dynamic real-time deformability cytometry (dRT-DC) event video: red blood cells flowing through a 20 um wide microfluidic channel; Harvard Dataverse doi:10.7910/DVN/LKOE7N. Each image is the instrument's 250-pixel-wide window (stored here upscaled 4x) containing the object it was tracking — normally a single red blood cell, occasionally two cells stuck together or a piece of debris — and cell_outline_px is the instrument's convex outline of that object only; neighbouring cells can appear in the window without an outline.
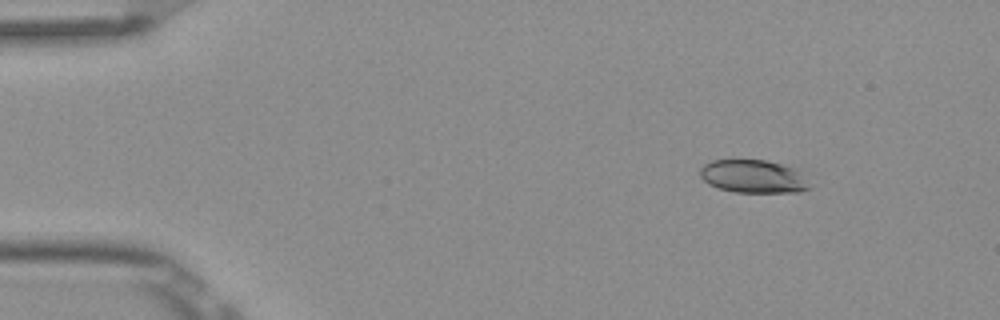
{"species": "Egyptian fruit bat (a non-hibernating species)", "species_latin": "Rousettus aegyptiacus", "temperature_condition": "room temperature", "stored_images_in_passage": 6, "camera_frame_rate_fps": 3000, "um_per_image_px": 0.085, "frame": {"image": 1, "passage_image": 2, "time_ms": 0.333, "image_size_px": [1000, 320], "cell_outline_px": [[812, 188], [800, 192], [736, 192], [720, 188], [708, 184], [700, 176], [700, 168], [704, 164], [712, 160], [764, 160], [780, 164], [792, 168], [800, 172]], "centroid_in_image_um": [64.02, 15.0], "position_along_channel_um": 21.0, "area_um2": 20.92}}
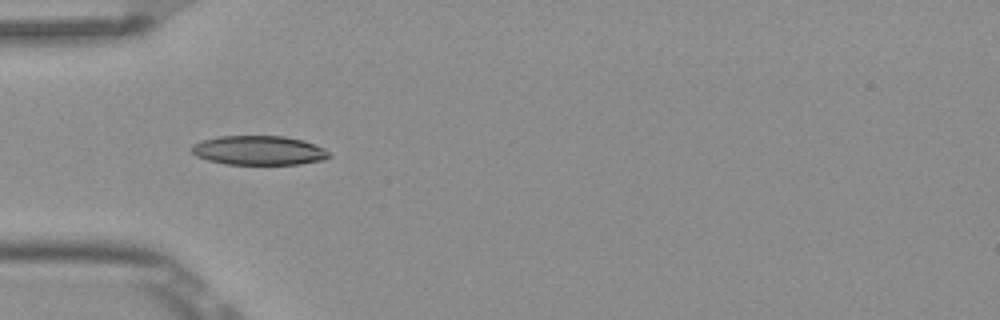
{"frame": {"image": 2, "passage_image": 5, "time_ms": 1.333, "image_size_px": [1000, 320], "cell_outline_px": [[332, 156], [324, 160], [300, 164], [224, 164], [208, 160], [196, 156], [192, 152], [192, 144], [204, 140], [220, 136], [284, 136], [304, 140], [324, 148]], "centroid_in_image_um": [22.03, 12.78], "position_along_channel_um": 63.0, "area_um2": 23.47}}
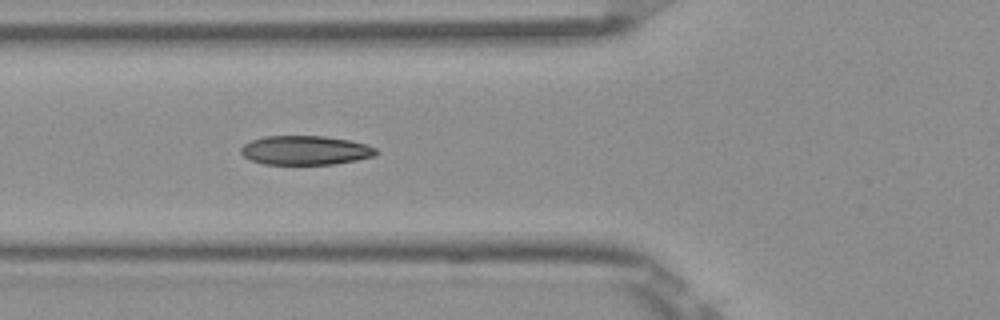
{"frame": {"image": 3, "passage_image": 6, "time_ms": 1.667, "image_size_px": [1000, 320], "cell_outline_px": [[380, 152], [372, 156], [356, 160], [332, 164], [264, 164], [252, 160], [244, 156], [240, 152], [240, 148], [244, 144], [252, 140], [264, 136], [324, 136], [348, 140], [364, 144], [376, 148]], "centroid_in_image_um": [25.94, 12.77], "position_along_channel_um": 99.9, "area_um2": 22.77}}